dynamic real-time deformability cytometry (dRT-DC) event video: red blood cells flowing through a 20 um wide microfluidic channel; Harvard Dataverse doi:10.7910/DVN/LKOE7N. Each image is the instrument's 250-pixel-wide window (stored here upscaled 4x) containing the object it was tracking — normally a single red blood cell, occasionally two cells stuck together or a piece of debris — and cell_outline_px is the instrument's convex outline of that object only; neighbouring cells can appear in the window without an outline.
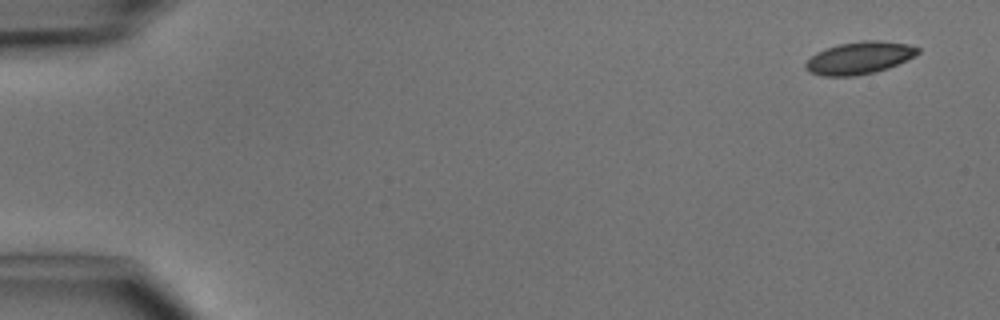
{"species": "common noctule bat (a hibernating species)", "species_latin": "Nyctalus noctula", "temperature_condition": "cold", "stored_images_in_passage": 5, "camera_frame_rate_fps": 3000, "um_per_image_px": 0.085, "animal": {"sex": "male", "body_mass_g": 15.6}, "frame": {"image": 1, "passage_image": 1, "time_ms": 0.0, "image_size_px": [1000, 320], "cell_outline_px": [[920, 52], [888, 68], [876, 72], [856, 76], [820, 76], [808, 72], [804, 68], [804, 64], [816, 52], [824, 48], [840, 44], [860, 40], [880, 40], [908, 44], [920, 48]], "centroid_in_image_um": [72.99, 4.92], "position_along_channel_um": 12.0, "area_um2": 21.27}}
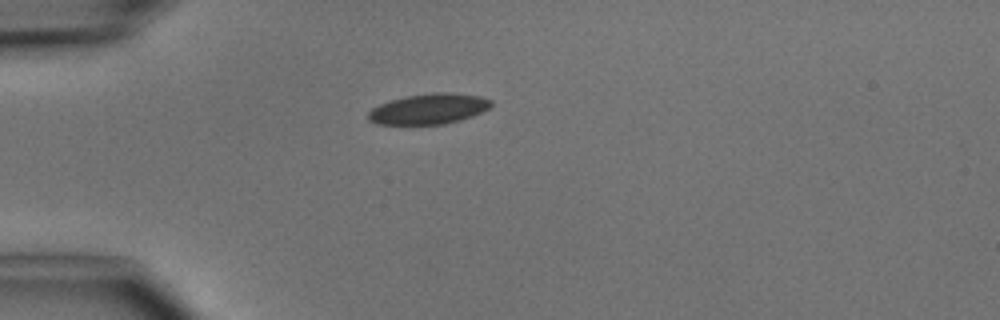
{"frame": {"image": 2, "passage_image": 4, "time_ms": 3.667, "image_size_px": [1000, 320], "cell_outline_px": [[492, 104], [488, 108], [472, 116], [460, 120], [444, 124], [376, 124], [368, 120], [368, 112], [372, 108], [380, 104], [392, 100], [408, 96], [432, 92], [452, 92], [480, 96], [492, 100]], "centroid_in_image_um": [36.45, 9.25], "position_along_channel_um": 48.6, "area_um2": 21.73}}